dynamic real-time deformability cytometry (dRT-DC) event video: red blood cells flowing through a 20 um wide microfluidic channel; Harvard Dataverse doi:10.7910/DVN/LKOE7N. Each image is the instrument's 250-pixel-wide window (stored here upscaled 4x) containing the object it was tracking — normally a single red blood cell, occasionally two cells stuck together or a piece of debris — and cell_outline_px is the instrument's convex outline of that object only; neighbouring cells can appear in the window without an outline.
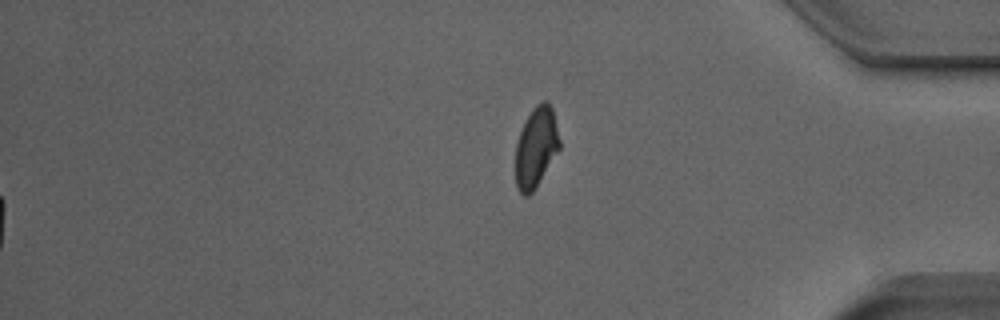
{"species": "Egyptian fruit bat (a non-hibernating species)", "species_latin": "Rousettus aegyptiacus", "temperature_condition": "room temperature", "stored_images_in_passage": 52, "segment_of_instrument_passage": [2, 2], "camera_frame_rate_fps": 3000, "um_per_image_px": 0.085, "animal": {"sex": "male"}, "frame": {"image": 1, "passage_image": 52, "time_ms": 17.0, "image_size_px": [1000, 320], "cell_outline_px": [[560, 148], [532, 192], [528, 196], [524, 196], [516, 188], [516, 144], [520, 132], [532, 108], [536, 104], [544, 100], [548, 100], [552, 108], [560, 140]], "centroid_in_image_um": [45.56, 12.5], "position_along_channel_um": 389.6, "area_um2": 20.35}}